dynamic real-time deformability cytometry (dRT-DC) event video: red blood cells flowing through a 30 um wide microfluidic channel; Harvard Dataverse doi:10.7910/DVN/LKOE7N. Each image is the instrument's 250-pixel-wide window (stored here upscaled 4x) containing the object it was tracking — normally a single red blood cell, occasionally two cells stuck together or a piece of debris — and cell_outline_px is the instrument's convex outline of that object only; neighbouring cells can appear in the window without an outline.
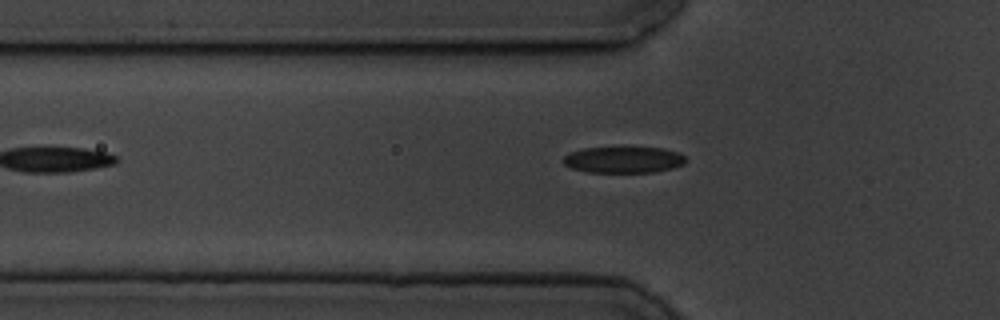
{"species": "common noctule bat (a hibernating species)", "species_latin": "Nyctalus noctula", "temperature_condition": "cold", "stored_images_in_passage": 6, "camera_frame_rate_fps": 3000, "um_per_image_px": 0.085, "animal": {"sex": "male", "body_mass_g": 19.5, "forearm_length_mm": 54.6}, "frame": {"image": 1, "passage_image": 6, "time_ms": 6.0, "image_size_px": [1000, 320], "cell_outline_px": [[688, 160], [684, 164], [672, 168], [652, 172], [588, 172], [572, 168], [564, 164], [564, 156], [572, 152], [584, 148], [664, 148], [680, 152]], "centroid_in_image_um": [53.05, 13.58], "position_along_channel_um": 72.7, "area_um2": 18.61}}